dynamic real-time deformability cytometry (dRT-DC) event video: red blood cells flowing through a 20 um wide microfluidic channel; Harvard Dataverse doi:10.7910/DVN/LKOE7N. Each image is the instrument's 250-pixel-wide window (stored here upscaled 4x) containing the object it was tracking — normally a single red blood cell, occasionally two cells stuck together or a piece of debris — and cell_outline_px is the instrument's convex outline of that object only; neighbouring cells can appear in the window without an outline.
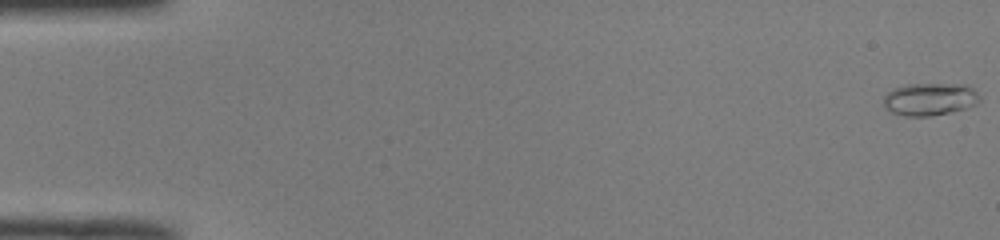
{"species": "common noctule bat (a hibernating species)", "species_latin": "Nyctalus noctula", "temperature_condition": "room temperature", "stored_images_in_passage": 51, "camera_frame_rate_fps": 3000, "um_per_image_px": 0.085, "animal": {"sex": "male", "body_mass_g": 19.0, "forearm_length_mm": 50.8}, "frame": {"image": 1, "passage_image": 1, "time_ms": 0.0, "image_size_px": [1000, 240], "cell_outline_px": [[980, 100], [976, 104], [968, 108], [952, 112], [928, 116], [904, 116], [892, 112], [884, 108], [884, 96], [892, 88], [908, 84], [968, 84], [980, 96]], "centroid_in_image_um": [79.04, 8.43], "position_along_channel_um": 6.0, "area_um2": 18.44}}
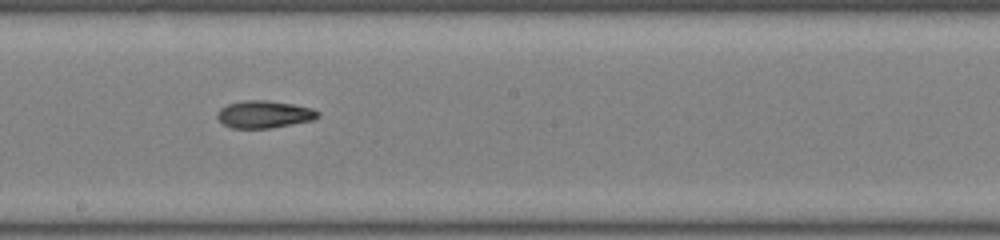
{"frame": {"image": 2, "passage_image": 29, "time_ms": 9.333, "image_size_px": [1000, 240], "cell_outline_px": [[320, 116], [312, 120], [272, 128], [232, 128], [224, 124], [216, 116], [216, 112], [220, 108], [228, 104], [244, 100], [268, 100], [292, 104], [312, 108], [320, 112]], "centroid_in_image_um": [22.45, 9.71], "position_along_channel_um": 225.7, "area_um2": 16.07}}
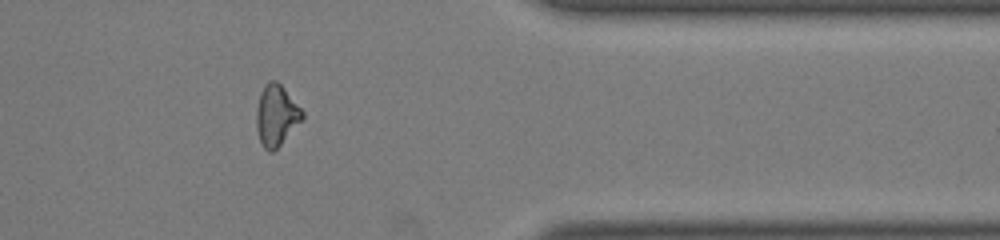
{"frame": {"image": 3, "passage_image": 42, "time_ms": 13.667, "image_size_px": [1000, 240], "cell_outline_px": [[304, 116], [280, 144], [272, 152], [268, 152], [264, 148], [260, 140], [256, 128], [256, 108], [260, 92], [264, 84], [268, 80], [276, 80], [284, 88], [304, 112]], "centroid_in_image_um": [23.45, 9.77], "position_along_channel_um": 388.0, "area_um2": 16.13}, "authors_computed_cell_mechanics": {"area_um2": 16.2996, "velocity_mm_per_s": 4.0976, "shape_relaxation_time_tau1_ms": 6.99, "shape_relaxation_time_tau2_ms": 6.6174, "deformation_change_tau1": 0.1967, "deformation_change_tau2": 0.143}}